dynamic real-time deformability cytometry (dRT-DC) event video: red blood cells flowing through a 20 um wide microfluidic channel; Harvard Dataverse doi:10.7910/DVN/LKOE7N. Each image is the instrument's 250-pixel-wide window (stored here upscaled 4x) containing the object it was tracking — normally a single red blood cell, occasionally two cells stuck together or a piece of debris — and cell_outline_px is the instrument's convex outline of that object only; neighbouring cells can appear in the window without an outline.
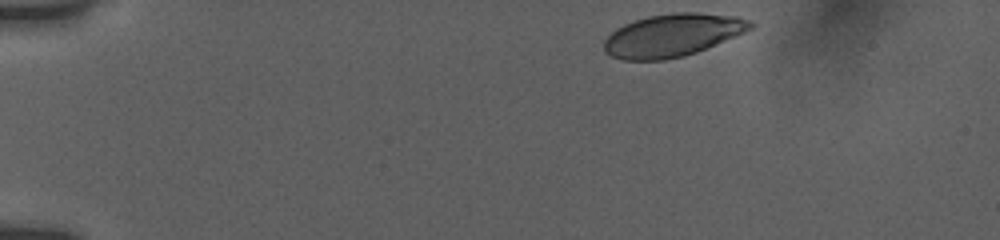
{"species": "human", "species_latin": "Homo sapiens", "temperature_condition": "room temperature", "stored_images_in_passage": 39, "camera_frame_rate_fps": 3000, "um_per_image_px": 0.085, "donor": {"sex": "female"}, "frame": {"image": 1, "passage_image": 1, "time_ms": 0.0, "image_size_px": [1000, 240], "cell_outline_px": [[756, 24], [752, 28], [744, 32], [696, 52], [684, 56], [664, 60], [624, 60], [612, 56], [604, 52], [604, 40], [616, 28], [624, 24], [648, 16], [672, 12], [696, 12], [740, 16], [752, 20]], "centroid_in_image_um": [57.18, 2.98], "position_along_channel_um": 27.8, "area_um2": 36.53}}
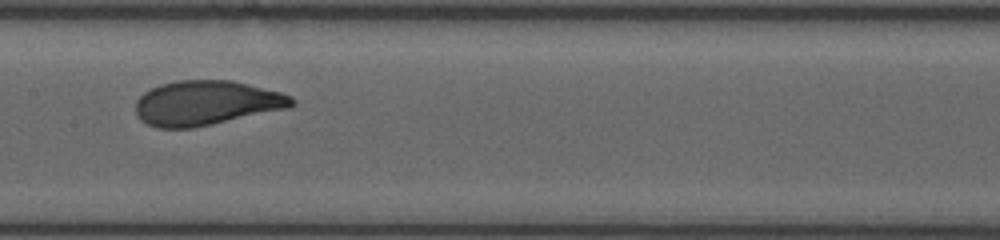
{"frame": {"image": 2, "passage_image": 21, "time_ms": 6.667, "image_size_px": [1000, 240], "cell_outline_px": [[296, 104], [288, 108], [212, 124], [192, 128], [156, 128], [148, 124], [136, 112], [136, 100], [144, 92], [160, 84], [176, 80], [232, 80], [280, 92], [292, 96], [296, 100]], "centroid_in_image_um": [17.55, 8.74], "position_along_channel_um": 189.8, "area_um2": 40.46}}
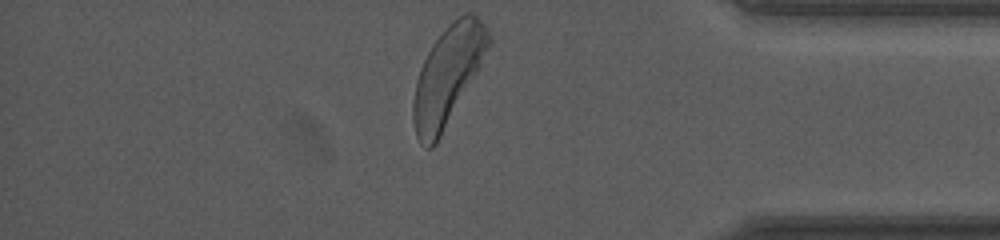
{"frame": {"image": 3, "passage_image": 39, "time_ms": 12.667, "image_size_px": [1000, 240], "cell_outline_px": [[492, 40], [476, 72], [436, 144], [432, 148], [428, 148], [420, 144], [416, 136], [412, 120], [412, 104], [416, 80], [420, 68], [432, 44], [452, 20], [464, 12], [472, 12], [488, 28], [492, 36]], "centroid_in_image_um": [38.04, 6.4], "position_along_channel_um": 397.2, "area_um2": 42.77}, "authors_computed_cell_mechanics": {"area_um2": 40.2288, "velocity_mm_per_s": 3.8059, "shape_relaxation_time_tau1_ms": 2.5982, "shape_relaxation_time_tau2_ms": null, "deformation_change_tau1": 0.1503, "deformation_change_tau2": null}}